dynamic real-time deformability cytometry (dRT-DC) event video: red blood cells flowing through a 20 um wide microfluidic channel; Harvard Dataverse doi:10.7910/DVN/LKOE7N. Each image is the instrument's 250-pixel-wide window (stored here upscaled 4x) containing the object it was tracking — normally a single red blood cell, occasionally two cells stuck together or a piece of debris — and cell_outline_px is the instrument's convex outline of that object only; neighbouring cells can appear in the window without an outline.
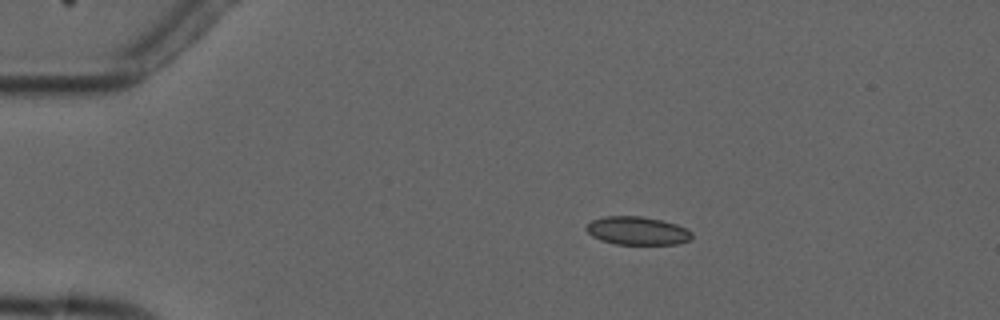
{"species": "common noctule bat (a hibernating species)", "species_latin": "Nyctalus noctula", "temperature_condition": "cold", "stored_images_in_passage": 6, "camera_frame_rate_fps": 3000, "um_per_image_px": 0.085, "animal": {"sex": "male", "forearm_length_mm": 52.5}, "frame": {"image": 1, "passage_image": 4, "time_ms": 3.333, "image_size_px": [1000, 320], "cell_outline_px": [[692, 236], [688, 240], [676, 244], [616, 244], [600, 240], [592, 236], [584, 228], [592, 220], [604, 216], [640, 216], [660, 220], [676, 224], [692, 232]], "centroid_in_image_um": [54.13, 19.61], "position_along_channel_um": 30.9, "area_um2": 17.22}}
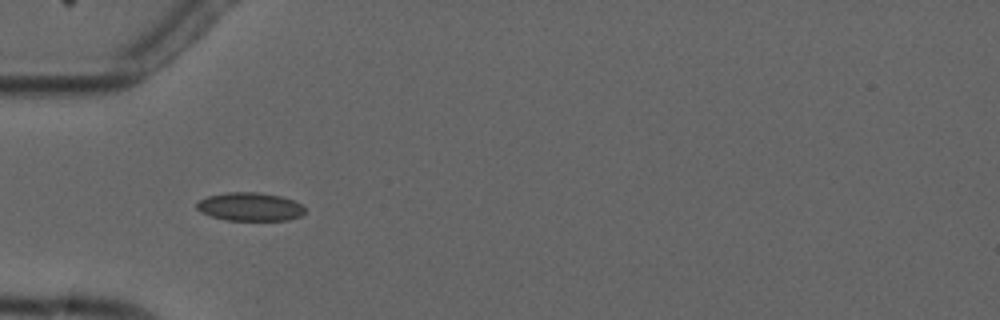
{"frame": {"image": 2, "passage_image": 6, "time_ms": 5.667, "image_size_px": [1000, 320], "cell_outline_px": [[304, 212], [300, 216], [288, 220], [224, 220], [200, 212], [196, 208], [196, 204], [200, 200], [208, 196], [228, 192], [256, 192], [280, 196], [304, 204]], "centroid_in_image_um": [21.25, 17.57], "position_along_channel_um": 63.8, "area_um2": 17.86}}